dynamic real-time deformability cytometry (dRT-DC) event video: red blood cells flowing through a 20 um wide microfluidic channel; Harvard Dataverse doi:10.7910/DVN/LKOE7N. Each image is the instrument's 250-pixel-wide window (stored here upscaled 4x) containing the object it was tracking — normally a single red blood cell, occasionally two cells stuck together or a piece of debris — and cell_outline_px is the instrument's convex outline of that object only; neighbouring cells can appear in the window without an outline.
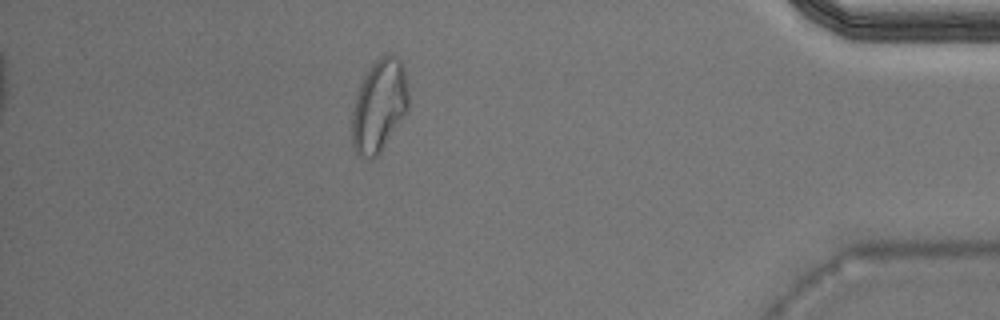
{"species": "Egyptian fruit bat (a non-hibernating species)", "species_latin": "Rousettus aegyptiacus", "temperature_condition": "warm", "stored_images_in_passage": 34, "camera_frame_rate_fps": 3000, "um_per_image_px": 0.085, "animal": {"sex": "male"}, "frame": {"image": 1, "passage_image": 29, "time_ms": 9.333, "image_size_px": [1000, 320], "cell_outline_px": [[408, 112], [380, 152], [372, 160], [368, 160], [360, 156], [356, 152], [352, 144], [352, 112], [356, 96], [360, 84], [364, 76], [372, 64], [380, 56], [392, 52], [400, 60], [404, 68], [408, 92]], "centroid_in_image_um": [32.24, 8.99], "position_along_channel_um": 403.0, "area_um2": 30.69}}